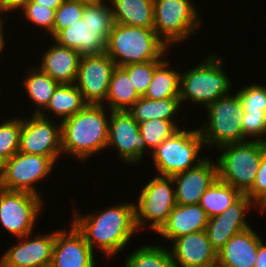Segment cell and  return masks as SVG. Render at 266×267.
<instances>
[{
  "instance_id": "obj_13",
  "label": "cell",
  "mask_w": 266,
  "mask_h": 267,
  "mask_svg": "<svg viewBox=\"0 0 266 267\" xmlns=\"http://www.w3.org/2000/svg\"><path fill=\"white\" fill-rule=\"evenodd\" d=\"M27 114L30 117L27 118ZM22 117L19 152L49 157L55 164L62 157L61 122L41 115Z\"/></svg>"
},
{
  "instance_id": "obj_41",
  "label": "cell",
  "mask_w": 266,
  "mask_h": 267,
  "mask_svg": "<svg viewBox=\"0 0 266 267\" xmlns=\"http://www.w3.org/2000/svg\"><path fill=\"white\" fill-rule=\"evenodd\" d=\"M7 15L11 17V15L7 14L1 7H0V59L2 56V53H4L6 50V40L7 38L5 37V34L7 36V33H5V28H6V21H7ZM5 20V21H4ZM5 24V25H3Z\"/></svg>"
},
{
  "instance_id": "obj_11",
  "label": "cell",
  "mask_w": 266,
  "mask_h": 267,
  "mask_svg": "<svg viewBox=\"0 0 266 267\" xmlns=\"http://www.w3.org/2000/svg\"><path fill=\"white\" fill-rule=\"evenodd\" d=\"M45 200L26 191L6 190L0 187V226L12 238L34 233L41 219ZM44 203V204H43Z\"/></svg>"
},
{
  "instance_id": "obj_31",
  "label": "cell",
  "mask_w": 266,
  "mask_h": 267,
  "mask_svg": "<svg viewBox=\"0 0 266 267\" xmlns=\"http://www.w3.org/2000/svg\"><path fill=\"white\" fill-rule=\"evenodd\" d=\"M155 244V245H154ZM142 243L141 246L126 254L124 267H175L166 244Z\"/></svg>"
},
{
  "instance_id": "obj_14",
  "label": "cell",
  "mask_w": 266,
  "mask_h": 267,
  "mask_svg": "<svg viewBox=\"0 0 266 267\" xmlns=\"http://www.w3.org/2000/svg\"><path fill=\"white\" fill-rule=\"evenodd\" d=\"M111 148L127 166L142 164L140 162L146 161L145 155L152 153L139 132L138 123L126 110L110 111L106 150Z\"/></svg>"
},
{
  "instance_id": "obj_40",
  "label": "cell",
  "mask_w": 266,
  "mask_h": 267,
  "mask_svg": "<svg viewBox=\"0 0 266 267\" xmlns=\"http://www.w3.org/2000/svg\"><path fill=\"white\" fill-rule=\"evenodd\" d=\"M32 0H0V7L7 13L14 15V12L19 11Z\"/></svg>"
},
{
  "instance_id": "obj_32",
  "label": "cell",
  "mask_w": 266,
  "mask_h": 267,
  "mask_svg": "<svg viewBox=\"0 0 266 267\" xmlns=\"http://www.w3.org/2000/svg\"><path fill=\"white\" fill-rule=\"evenodd\" d=\"M20 115L9 116V119H2L0 122V162L10 159L19 150L20 132L22 128V118ZM17 117V118H16ZM5 120V121H4Z\"/></svg>"
},
{
  "instance_id": "obj_45",
  "label": "cell",
  "mask_w": 266,
  "mask_h": 267,
  "mask_svg": "<svg viewBox=\"0 0 266 267\" xmlns=\"http://www.w3.org/2000/svg\"><path fill=\"white\" fill-rule=\"evenodd\" d=\"M85 2H100V1H106V0H82Z\"/></svg>"
},
{
  "instance_id": "obj_25",
  "label": "cell",
  "mask_w": 266,
  "mask_h": 267,
  "mask_svg": "<svg viewBox=\"0 0 266 267\" xmlns=\"http://www.w3.org/2000/svg\"><path fill=\"white\" fill-rule=\"evenodd\" d=\"M27 68L26 76L23 74L24 78L21 81L23 86L21 87L25 89V97L27 96L31 104L34 105L30 114L39 115L47 107L59 83L44 73L38 66L32 65L30 67L29 65Z\"/></svg>"
},
{
  "instance_id": "obj_18",
  "label": "cell",
  "mask_w": 266,
  "mask_h": 267,
  "mask_svg": "<svg viewBox=\"0 0 266 267\" xmlns=\"http://www.w3.org/2000/svg\"><path fill=\"white\" fill-rule=\"evenodd\" d=\"M69 223L67 226L69 228L55 229V244L50 267H97L98 255L75 226Z\"/></svg>"
},
{
  "instance_id": "obj_8",
  "label": "cell",
  "mask_w": 266,
  "mask_h": 267,
  "mask_svg": "<svg viewBox=\"0 0 266 267\" xmlns=\"http://www.w3.org/2000/svg\"><path fill=\"white\" fill-rule=\"evenodd\" d=\"M205 148L199 129L190 127L189 130L185 126L157 146L149 157L153 160L155 174L173 176L202 162L206 158L201 156Z\"/></svg>"
},
{
  "instance_id": "obj_2",
  "label": "cell",
  "mask_w": 266,
  "mask_h": 267,
  "mask_svg": "<svg viewBox=\"0 0 266 267\" xmlns=\"http://www.w3.org/2000/svg\"><path fill=\"white\" fill-rule=\"evenodd\" d=\"M110 110L104 105L87 104L61 122L62 152L76 162H87L105 151L108 144ZM96 154V156H95Z\"/></svg>"
},
{
  "instance_id": "obj_35",
  "label": "cell",
  "mask_w": 266,
  "mask_h": 267,
  "mask_svg": "<svg viewBox=\"0 0 266 267\" xmlns=\"http://www.w3.org/2000/svg\"><path fill=\"white\" fill-rule=\"evenodd\" d=\"M163 60H152L142 63H134L123 66L127 71L132 85L140 97H143L148 89L152 77L154 75L155 68Z\"/></svg>"
},
{
  "instance_id": "obj_21",
  "label": "cell",
  "mask_w": 266,
  "mask_h": 267,
  "mask_svg": "<svg viewBox=\"0 0 266 267\" xmlns=\"http://www.w3.org/2000/svg\"><path fill=\"white\" fill-rule=\"evenodd\" d=\"M253 225L232 236L217 253L216 267H254L259 244L265 240Z\"/></svg>"
},
{
  "instance_id": "obj_46",
  "label": "cell",
  "mask_w": 266,
  "mask_h": 267,
  "mask_svg": "<svg viewBox=\"0 0 266 267\" xmlns=\"http://www.w3.org/2000/svg\"><path fill=\"white\" fill-rule=\"evenodd\" d=\"M1 171H2V163L0 162V177H1Z\"/></svg>"
},
{
  "instance_id": "obj_29",
  "label": "cell",
  "mask_w": 266,
  "mask_h": 267,
  "mask_svg": "<svg viewBox=\"0 0 266 267\" xmlns=\"http://www.w3.org/2000/svg\"><path fill=\"white\" fill-rule=\"evenodd\" d=\"M172 62V64H171ZM180 71L167 57L155 68L152 81L143 97L151 100L179 98Z\"/></svg>"
},
{
  "instance_id": "obj_33",
  "label": "cell",
  "mask_w": 266,
  "mask_h": 267,
  "mask_svg": "<svg viewBox=\"0 0 266 267\" xmlns=\"http://www.w3.org/2000/svg\"><path fill=\"white\" fill-rule=\"evenodd\" d=\"M20 12H22L20 14ZM24 18L27 23L30 22V28L33 26L34 29L37 28L42 32V38L46 37L48 39H53V25L55 22V10L48 7L41 6L33 1L27 3L20 11L19 16ZM32 23V26H31ZM45 33V34H44ZM44 35V36H43Z\"/></svg>"
},
{
  "instance_id": "obj_17",
  "label": "cell",
  "mask_w": 266,
  "mask_h": 267,
  "mask_svg": "<svg viewBox=\"0 0 266 267\" xmlns=\"http://www.w3.org/2000/svg\"><path fill=\"white\" fill-rule=\"evenodd\" d=\"M258 207L252 200L243 194L236 202L229 206L224 212L209 218L206 233L213 249L218 253L228 240L235 234L251 227L248 223L247 213Z\"/></svg>"
},
{
  "instance_id": "obj_16",
  "label": "cell",
  "mask_w": 266,
  "mask_h": 267,
  "mask_svg": "<svg viewBox=\"0 0 266 267\" xmlns=\"http://www.w3.org/2000/svg\"><path fill=\"white\" fill-rule=\"evenodd\" d=\"M115 67L107 53L81 57L75 85L87 104H104Z\"/></svg>"
},
{
  "instance_id": "obj_4",
  "label": "cell",
  "mask_w": 266,
  "mask_h": 267,
  "mask_svg": "<svg viewBox=\"0 0 266 267\" xmlns=\"http://www.w3.org/2000/svg\"><path fill=\"white\" fill-rule=\"evenodd\" d=\"M113 25L108 0L85 2L82 18L61 30L53 40L61 46L76 50L81 56L100 55L105 53Z\"/></svg>"
},
{
  "instance_id": "obj_22",
  "label": "cell",
  "mask_w": 266,
  "mask_h": 267,
  "mask_svg": "<svg viewBox=\"0 0 266 267\" xmlns=\"http://www.w3.org/2000/svg\"><path fill=\"white\" fill-rule=\"evenodd\" d=\"M52 44L40 55L38 66L59 84H72L76 82L81 55L70 48L59 45L53 39ZM46 50V51H45Z\"/></svg>"
},
{
  "instance_id": "obj_36",
  "label": "cell",
  "mask_w": 266,
  "mask_h": 267,
  "mask_svg": "<svg viewBox=\"0 0 266 267\" xmlns=\"http://www.w3.org/2000/svg\"><path fill=\"white\" fill-rule=\"evenodd\" d=\"M85 1L65 0L55 11V22L53 25V38L63 29L80 20L83 16Z\"/></svg>"
},
{
  "instance_id": "obj_39",
  "label": "cell",
  "mask_w": 266,
  "mask_h": 267,
  "mask_svg": "<svg viewBox=\"0 0 266 267\" xmlns=\"http://www.w3.org/2000/svg\"><path fill=\"white\" fill-rule=\"evenodd\" d=\"M246 195L258 208L266 201V151L262 155L256 180Z\"/></svg>"
},
{
  "instance_id": "obj_19",
  "label": "cell",
  "mask_w": 266,
  "mask_h": 267,
  "mask_svg": "<svg viewBox=\"0 0 266 267\" xmlns=\"http://www.w3.org/2000/svg\"><path fill=\"white\" fill-rule=\"evenodd\" d=\"M210 156L213 155H207L195 167L172 176L176 204H199L202 195L218 178L216 162Z\"/></svg>"
},
{
  "instance_id": "obj_43",
  "label": "cell",
  "mask_w": 266,
  "mask_h": 267,
  "mask_svg": "<svg viewBox=\"0 0 266 267\" xmlns=\"http://www.w3.org/2000/svg\"><path fill=\"white\" fill-rule=\"evenodd\" d=\"M41 6L48 7L53 10H57L65 0H32Z\"/></svg>"
},
{
  "instance_id": "obj_5",
  "label": "cell",
  "mask_w": 266,
  "mask_h": 267,
  "mask_svg": "<svg viewBox=\"0 0 266 267\" xmlns=\"http://www.w3.org/2000/svg\"><path fill=\"white\" fill-rule=\"evenodd\" d=\"M171 51L153 28L116 23L112 26L105 46V53L120 67L164 60Z\"/></svg>"
},
{
  "instance_id": "obj_1",
  "label": "cell",
  "mask_w": 266,
  "mask_h": 267,
  "mask_svg": "<svg viewBox=\"0 0 266 267\" xmlns=\"http://www.w3.org/2000/svg\"><path fill=\"white\" fill-rule=\"evenodd\" d=\"M73 202L70 222L82 234L86 243L94 252L111 260L129 247L133 237L140 234L135 222L134 200L120 201L102 209L82 213ZM75 207V208H74ZM135 235V236H134ZM99 249V250H98ZM96 250V251H95ZM98 250V251H97Z\"/></svg>"
},
{
  "instance_id": "obj_42",
  "label": "cell",
  "mask_w": 266,
  "mask_h": 267,
  "mask_svg": "<svg viewBox=\"0 0 266 267\" xmlns=\"http://www.w3.org/2000/svg\"><path fill=\"white\" fill-rule=\"evenodd\" d=\"M263 240L259 244L256 263L254 267H266V242Z\"/></svg>"
},
{
  "instance_id": "obj_38",
  "label": "cell",
  "mask_w": 266,
  "mask_h": 267,
  "mask_svg": "<svg viewBox=\"0 0 266 267\" xmlns=\"http://www.w3.org/2000/svg\"><path fill=\"white\" fill-rule=\"evenodd\" d=\"M243 141L259 140L266 142V112H245L241 121Z\"/></svg>"
},
{
  "instance_id": "obj_44",
  "label": "cell",
  "mask_w": 266,
  "mask_h": 267,
  "mask_svg": "<svg viewBox=\"0 0 266 267\" xmlns=\"http://www.w3.org/2000/svg\"><path fill=\"white\" fill-rule=\"evenodd\" d=\"M258 213L261 215L264 213V215L266 214V201L258 208Z\"/></svg>"
},
{
  "instance_id": "obj_37",
  "label": "cell",
  "mask_w": 266,
  "mask_h": 267,
  "mask_svg": "<svg viewBox=\"0 0 266 267\" xmlns=\"http://www.w3.org/2000/svg\"><path fill=\"white\" fill-rule=\"evenodd\" d=\"M247 85V86H246ZM236 89L245 112H266V84L250 83Z\"/></svg>"
},
{
  "instance_id": "obj_15",
  "label": "cell",
  "mask_w": 266,
  "mask_h": 267,
  "mask_svg": "<svg viewBox=\"0 0 266 267\" xmlns=\"http://www.w3.org/2000/svg\"><path fill=\"white\" fill-rule=\"evenodd\" d=\"M54 244L55 230L16 238L0 255V267H50Z\"/></svg>"
},
{
  "instance_id": "obj_7",
  "label": "cell",
  "mask_w": 266,
  "mask_h": 267,
  "mask_svg": "<svg viewBox=\"0 0 266 267\" xmlns=\"http://www.w3.org/2000/svg\"><path fill=\"white\" fill-rule=\"evenodd\" d=\"M193 2L195 1L154 0L153 29L171 50L175 45L178 48L177 45L187 43L200 29L202 31V14Z\"/></svg>"
},
{
  "instance_id": "obj_23",
  "label": "cell",
  "mask_w": 266,
  "mask_h": 267,
  "mask_svg": "<svg viewBox=\"0 0 266 267\" xmlns=\"http://www.w3.org/2000/svg\"><path fill=\"white\" fill-rule=\"evenodd\" d=\"M209 217L199 204L176 206L171 210L169 217L162 227L155 233L166 241L198 232L206 231Z\"/></svg>"
},
{
  "instance_id": "obj_34",
  "label": "cell",
  "mask_w": 266,
  "mask_h": 267,
  "mask_svg": "<svg viewBox=\"0 0 266 267\" xmlns=\"http://www.w3.org/2000/svg\"><path fill=\"white\" fill-rule=\"evenodd\" d=\"M139 132L145 140L147 148L152 152L179 128L169 120L152 119L138 123Z\"/></svg>"
},
{
  "instance_id": "obj_26",
  "label": "cell",
  "mask_w": 266,
  "mask_h": 267,
  "mask_svg": "<svg viewBox=\"0 0 266 267\" xmlns=\"http://www.w3.org/2000/svg\"><path fill=\"white\" fill-rule=\"evenodd\" d=\"M181 111L183 110L180 98L151 100L145 97H140L128 110L137 123L152 119H163L172 121L179 129L185 127V125L181 126L179 123L181 121L177 119V116L181 117ZM178 112L180 115L177 114Z\"/></svg>"
},
{
  "instance_id": "obj_24",
  "label": "cell",
  "mask_w": 266,
  "mask_h": 267,
  "mask_svg": "<svg viewBox=\"0 0 266 267\" xmlns=\"http://www.w3.org/2000/svg\"><path fill=\"white\" fill-rule=\"evenodd\" d=\"M86 105L87 103L75 83L59 84L47 107L39 115L62 122L78 113Z\"/></svg>"
},
{
  "instance_id": "obj_20",
  "label": "cell",
  "mask_w": 266,
  "mask_h": 267,
  "mask_svg": "<svg viewBox=\"0 0 266 267\" xmlns=\"http://www.w3.org/2000/svg\"><path fill=\"white\" fill-rule=\"evenodd\" d=\"M175 267H216L217 252L206 231L190 233L168 242Z\"/></svg>"
},
{
  "instance_id": "obj_30",
  "label": "cell",
  "mask_w": 266,
  "mask_h": 267,
  "mask_svg": "<svg viewBox=\"0 0 266 267\" xmlns=\"http://www.w3.org/2000/svg\"><path fill=\"white\" fill-rule=\"evenodd\" d=\"M243 194L229 184L216 179L199 201L209 218L221 214Z\"/></svg>"
},
{
  "instance_id": "obj_12",
  "label": "cell",
  "mask_w": 266,
  "mask_h": 267,
  "mask_svg": "<svg viewBox=\"0 0 266 267\" xmlns=\"http://www.w3.org/2000/svg\"><path fill=\"white\" fill-rule=\"evenodd\" d=\"M56 164L47 156L17 152L2 163L0 187L26 191L43 197L37 184L51 177Z\"/></svg>"
},
{
  "instance_id": "obj_6",
  "label": "cell",
  "mask_w": 266,
  "mask_h": 267,
  "mask_svg": "<svg viewBox=\"0 0 266 267\" xmlns=\"http://www.w3.org/2000/svg\"><path fill=\"white\" fill-rule=\"evenodd\" d=\"M214 156L218 179L246 194L256 180L266 142L246 140L218 147Z\"/></svg>"
},
{
  "instance_id": "obj_3",
  "label": "cell",
  "mask_w": 266,
  "mask_h": 267,
  "mask_svg": "<svg viewBox=\"0 0 266 267\" xmlns=\"http://www.w3.org/2000/svg\"><path fill=\"white\" fill-rule=\"evenodd\" d=\"M218 54L210 51L202 61L180 72L179 98L182 108L186 103V106L192 103L205 109L233 92L232 78L225 70L226 59Z\"/></svg>"
},
{
  "instance_id": "obj_9",
  "label": "cell",
  "mask_w": 266,
  "mask_h": 267,
  "mask_svg": "<svg viewBox=\"0 0 266 267\" xmlns=\"http://www.w3.org/2000/svg\"><path fill=\"white\" fill-rule=\"evenodd\" d=\"M202 112L206 116L198 129L203 137L205 150H214L228 143L243 142L241 121L244 109L236 91L219 98Z\"/></svg>"
},
{
  "instance_id": "obj_27",
  "label": "cell",
  "mask_w": 266,
  "mask_h": 267,
  "mask_svg": "<svg viewBox=\"0 0 266 267\" xmlns=\"http://www.w3.org/2000/svg\"><path fill=\"white\" fill-rule=\"evenodd\" d=\"M114 23L153 28L154 0H108Z\"/></svg>"
},
{
  "instance_id": "obj_28",
  "label": "cell",
  "mask_w": 266,
  "mask_h": 267,
  "mask_svg": "<svg viewBox=\"0 0 266 267\" xmlns=\"http://www.w3.org/2000/svg\"><path fill=\"white\" fill-rule=\"evenodd\" d=\"M139 98L127 71L123 67L116 66L103 105L110 111H128Z\"/></svg>"
},
{
  "instance_id": "obj_10",
  "label": "cell",
  "mask_w": 266,
  "mask_h": 267,
  "mask_svg": "<svg viewBox=\"0 0 266 267\" xmlns=\"http://www.w3.org/2000/svg\"><path fill=\"white\" fill-rule=\"evenodd\" d=\"M154 176V177H153ZM141 187L135 204V222L139 233L149 230L156 233L176 206L172 176L153 175Z\"/></svg>"
}]
</instances>
